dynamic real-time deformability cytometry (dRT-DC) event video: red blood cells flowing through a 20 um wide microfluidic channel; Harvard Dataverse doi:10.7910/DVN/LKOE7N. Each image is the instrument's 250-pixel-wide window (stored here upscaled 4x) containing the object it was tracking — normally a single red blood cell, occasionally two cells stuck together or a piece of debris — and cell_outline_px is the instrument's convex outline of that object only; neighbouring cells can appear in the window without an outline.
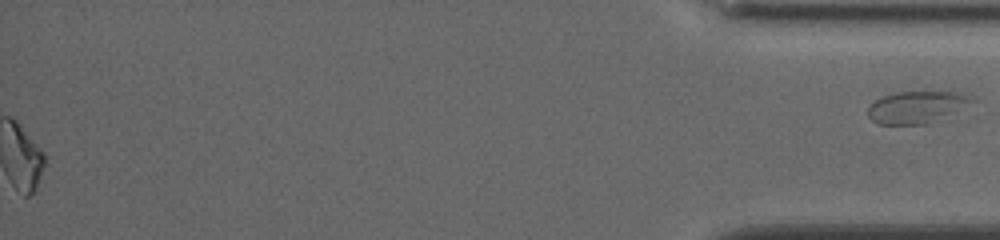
{"species": "common noctule bat (a hibernating species)", "species_latin": "Nyctalus noctula", "temperature_condition": "cold", "stored_images_in_passage": 43, "segment_of_instrument_passage": [2, 2], "camera_frame_rate_fps": 3000, "um_per_image_px": 0.085, "animal": {"sex": "female", "body_mass_g": 19.5, "forearm_length_mm": 54.1}, "frame": {"image": 1, "passage_image": 43, "time_ms": 14.0, "image_size_px": [1000, 240], "cell_outline_px": [[980, 104], [928, 124], [876, 124], [868, 116], [868, 108], [876, 100], [884, 96], [896, 92], [964, 92], [980, 100]], "centroid_in_image_um": [78.13, 9.1], "position_along_channel_um": 357.1, "area_um2": 20.23}}